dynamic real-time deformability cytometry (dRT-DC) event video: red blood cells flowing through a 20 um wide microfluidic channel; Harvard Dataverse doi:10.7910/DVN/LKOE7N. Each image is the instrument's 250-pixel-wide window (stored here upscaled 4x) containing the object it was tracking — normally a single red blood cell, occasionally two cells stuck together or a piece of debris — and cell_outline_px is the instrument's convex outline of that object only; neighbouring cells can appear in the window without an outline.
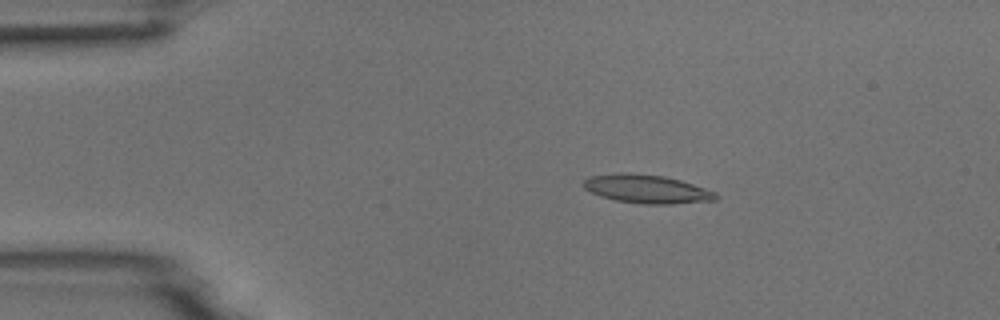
{"species": "common noctule bat (a hibernating species)", "species_latin": "Nyctalus noctula", "temperature_condition": "room temperature", "stored_images_in_passage": 5, "camera_frame_rate_fps": 3000, "um_per_image_px": 0.085, "animal": {"sex": "male", "body_mass_g": 18.8}, "frame": {"image": 1, "passage_image": 2, "time_ms": 1.0, "image_size_px": [1000, 320], "cell_outline_px": [[720, 196], [716, 200], [672, 204], [644, 204], [616, 200], [600, 196], [584, 188], [584, 180], [592, 176], [620, 172], [628, 172], [664, 176], [680, 180], [716, 192]], "centroid_in_image_um": [55.0, 16.06], "position_along_channel_um": 30.0, "area_um2": 21.91}}
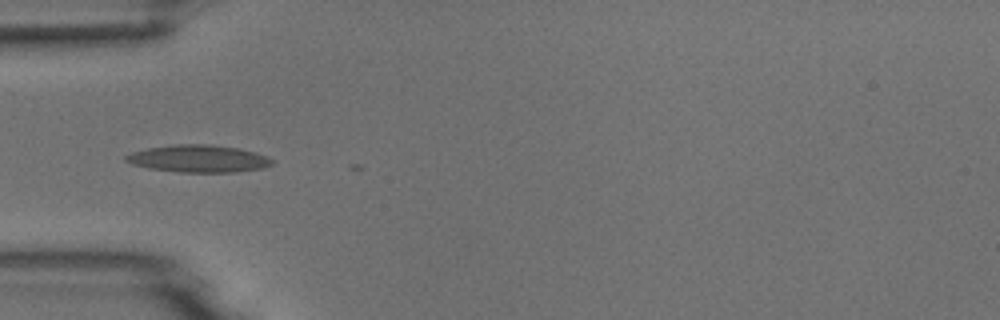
{"frame": {"image": 2, "passage_image": 4, "time_ms": 3.333, "image_size_px": [1000, 320], "cell_outline_px": [[272, 164], [264, 168], [236, 172], [180, 172], [148, 168], [132, 164], [124, 160], [124, 156], [132, 152], [148, 148], [176, 144], [212, 144], [240, 148], [256, 152], [268, 156], [272, 160]], "centroid_in_image_um": [16.89, 13.48], "position_along_channel_um": 68.1, "area_um2": 23.41}}